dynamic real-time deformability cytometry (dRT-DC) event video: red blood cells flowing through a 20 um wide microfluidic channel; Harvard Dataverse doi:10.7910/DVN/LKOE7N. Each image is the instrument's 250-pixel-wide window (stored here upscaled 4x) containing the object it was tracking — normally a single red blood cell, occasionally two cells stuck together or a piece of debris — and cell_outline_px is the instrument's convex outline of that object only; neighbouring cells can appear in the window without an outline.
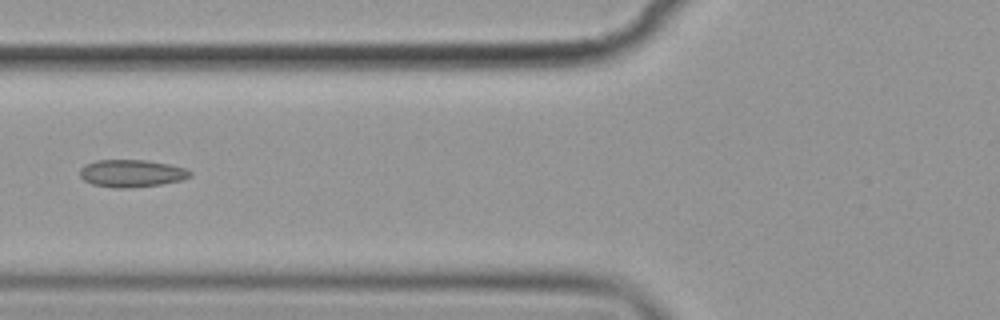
{"species": "common noctule bat (a hibernating species)", "species_latin": "Nyctalus noctula", "temperature_condition": "cold", "stored_images_in_passage": 8, "camera_frame_rate_fps": 3000, "um_per_image_px": 0.085, "animal": {"sex": "female", "body_mass_g": 19.9}, "frame": {"image": 1, "passage_image": 3, "time_ms": 2.667, "image_size_px": [1000, 320], "cell_outline_px": [[192, 176], [180, 180], [160, 184], [128, 188], [116, 188], [92, 184], [84, 180], [80, 176], [80, 168], [84, 164], [96, 160], [148, 160], [188, 168], [192, 172]], "centroid_in_image_um": [11.19, 14.72], "position_along_channel_um": 114.6, "area_um2": 17.69}}
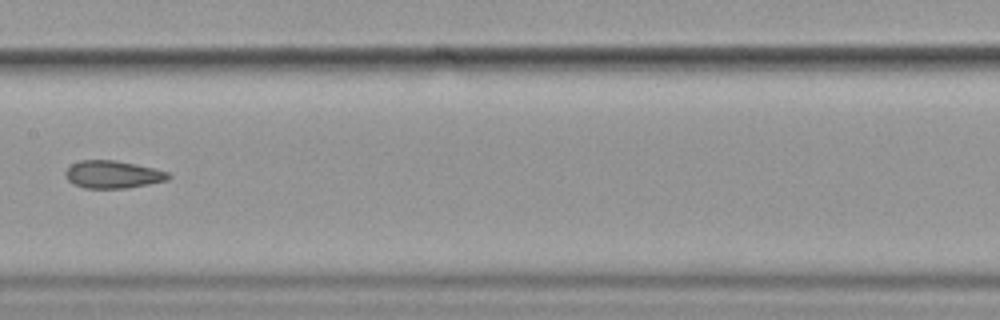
{"frame": {"image": 2, "passage_image": 5, "time_ms": 5.0, "image_size_px": [1000, 320], "cell_outline_px": [[172, 176], [168, 180], [128, 188], [84, 188], [72, 184], [64, 176], [64, 172], [72, 164], [80, 160], [116, 160], [136, 164], [168, 172]], "centroid_in_image_um": [9.57, 14.83], "position_along_channel_um": 197.8, "area_um2": 16.65}}
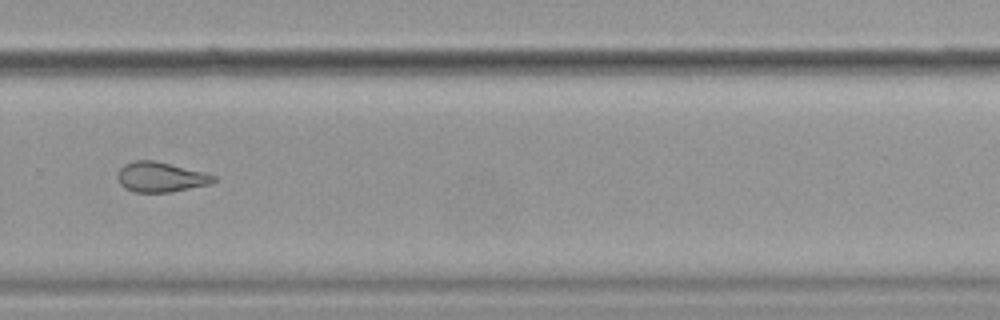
{"frame": {"image": 3, "passage_image": 8, "time_ms": 8.333, "image_size_px": [1000, 320], "cell_outline_px": [[216, 180], [212, 184], [168, 192], [136, 192], [124, 188], [120, 184], [116, 176], [116, 172], [124, 164], [136, 160], [156, 160], [204, 172], [216, 176]], "centroid_in_image_um": [13.64, 15.04], "position_along_channel_um": 316.2, "area_um2": 16.94}}